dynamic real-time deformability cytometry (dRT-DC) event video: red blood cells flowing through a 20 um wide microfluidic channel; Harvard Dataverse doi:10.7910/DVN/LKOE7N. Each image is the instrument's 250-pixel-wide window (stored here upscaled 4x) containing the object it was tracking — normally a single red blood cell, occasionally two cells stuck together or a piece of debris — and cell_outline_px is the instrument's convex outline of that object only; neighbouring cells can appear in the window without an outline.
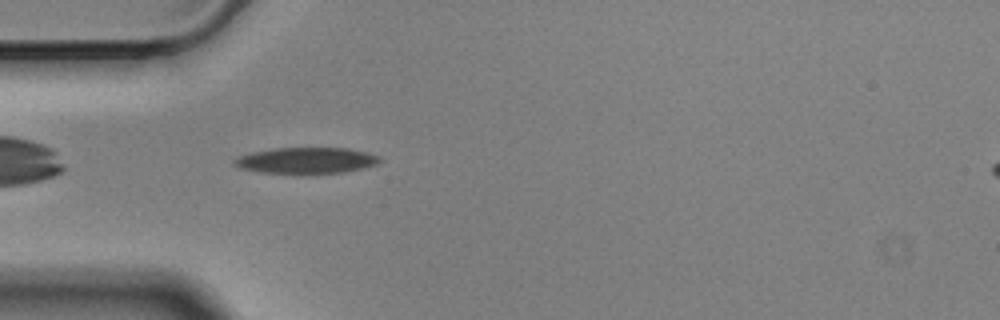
{"species": "Egyptian fruit bat (a non-hibernating species)", "species_latin": "Rousettus aegyptiacus", "temperature_condition": "cold", "stored_images_in_passage": 43, "camera_frame_rate_fps": 3000, "um_per_image_px": 0.085, "animal": {"sex": "male"}, "frame": {"image": 1, "passage_image": 3, "time_ms": 0.667, "image_size_px": [1000, 320], "cell_outline_px": [[384, 160], [376, 164], [364, 168], [344, 172], [312, 176], [296, 176], [260, 172], [240, 168], [232, 164], [232, 160], [236, 156], [252, 152], [276, 148], [348, 148], [368, 152], [380, 156]], "centroid_in_image_um": [26.03, 13.68], "position_along_channel_um": 59.0, "area_um2": 23.35}}
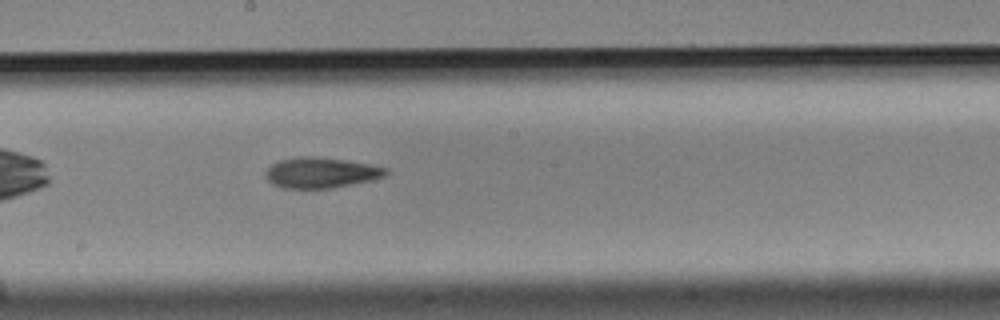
{"frame": {"image": 2, "passage_image": 17, "time_ms": 5.333, "image_size_px": [1000, 320], "cell_outline_px": [[388, 172], [384, 176], [372, 180], [332, 188], [284, 188], [272, 184], [264, 176], [264, 172], [272, 164], [280, 160], [300, 156], [312, 156], [344, 160], [368, 164], [388, 168]], "centroid_in_image_um": [27.25, 14.68], "position_along_channel_um": 220.9, "area_um2": 21.33}}
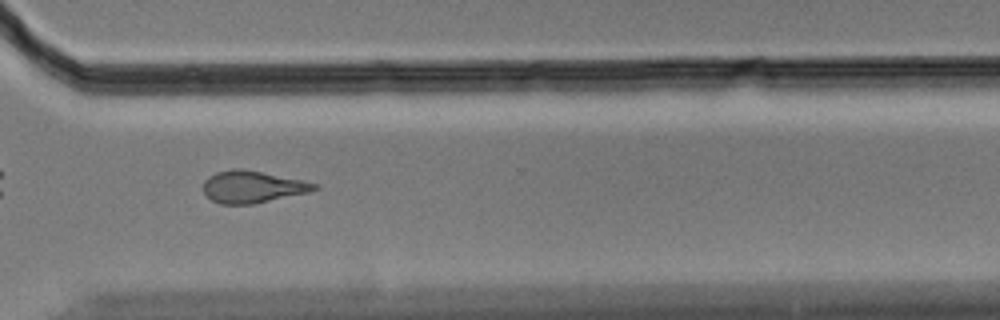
{"frame": {"image": 3, "passage_image": 28, "time_ms": 9.0, "image_size_px": [1000, 320], "cell_outline_px": [[320, 188], [308, 192], [252, 204], [220, 204], [212, 200], [204, 192], [204, 180], [208, 176], [216, 172], [232, 168], [240, 168], [320, 184]], "centroid_in_image_um": [21.44, 15.88], "position_along_channel_um": 349.2, "area_um2": 20.46}, "authors_computed_cell_mechanics": {"area_um2": 21.386, "velocity_mm_per_s": 3.5135, "shape_relaxation_time_tau1_ms": 7.3964, "shape_relaxation_time_tau2_ms": 8.6781, "deformation_change_tau1": 0.1796, "deformation_change_tau2": 0.1995}}